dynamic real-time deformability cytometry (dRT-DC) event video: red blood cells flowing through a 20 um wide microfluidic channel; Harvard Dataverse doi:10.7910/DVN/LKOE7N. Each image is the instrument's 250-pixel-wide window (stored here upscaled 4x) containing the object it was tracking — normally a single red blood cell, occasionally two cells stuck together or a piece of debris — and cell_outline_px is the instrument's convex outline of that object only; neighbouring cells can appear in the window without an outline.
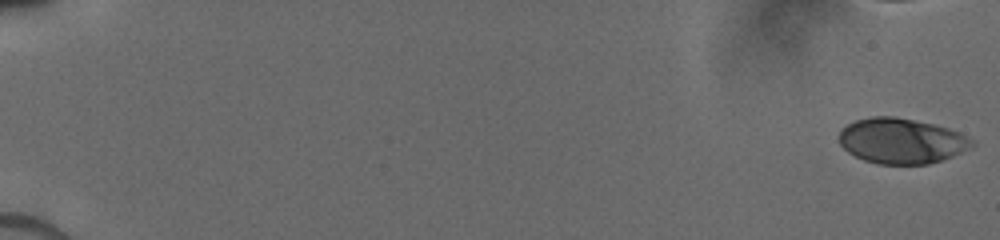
{"species": "human", "species_latin": "Homo sapiens", "temperature_condition": "cold", "stored_images_in_passage": 16, "camera_frame_rate_fps": 3000, "um_per_image_px": 0.085, "donor": {"sex": "male"}, "frame": {"image": 1, "passage_image": 1, "time_ms": 0.0, "image_size_px": [1000, 240], "cell_outline_px": [[976, 144], [952, 156], [928, 164], [880, 164], [864, 160], [848, 152], [840, 144], [840, 128], [856, 120], [872, 116], [892, 116], [936, 124], [960, 132], [976, 140]], "centroid_in_image_um": [76.64, 11.96], "position_along_channel_um": 8.4, "area_um2": 35.14}}